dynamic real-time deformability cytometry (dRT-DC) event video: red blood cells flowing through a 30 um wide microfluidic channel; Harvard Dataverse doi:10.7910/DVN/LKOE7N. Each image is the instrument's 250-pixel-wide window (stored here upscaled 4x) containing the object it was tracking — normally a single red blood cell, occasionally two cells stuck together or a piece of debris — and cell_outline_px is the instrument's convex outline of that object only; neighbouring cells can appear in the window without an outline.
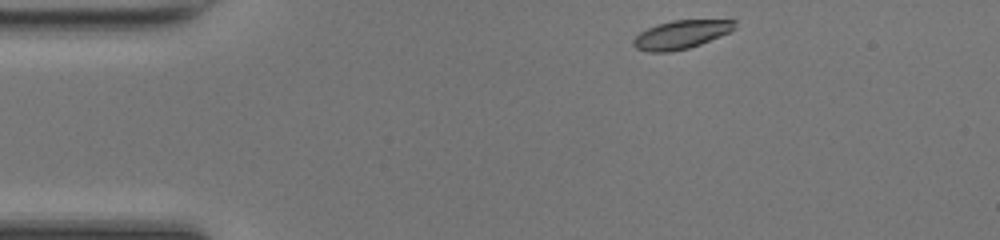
{"species": "common noctule bat (a hibernating species)", "species_latin": "Nyctalus noctula", "temperature_condition": "room temperature", "stored_images_in_passage": 42, "camera_frame_rate_fps": 3000, "um_per_image_px": 0.085, "animal": {"sex": "female", "body_mass_g": 17.0, "forearm_length_mm": 48.0}, "frame": {"image": 1, "passage_image": 1, "time_ms": 0.0, "image_size_px": [1000, 240], "cell_outline_px": [[736, 28], [720, 36], [700, 44], [688, 48], [668, 52], [648, 52], [636, 48], [632, 44], [632, 40], [640, 32], [648, 28], [672, 20], [736, 20]], "centroid_in_image_um": [57.88, 2.94], "position_along_channel_um": 27.1, "area_um2": 16.65}}
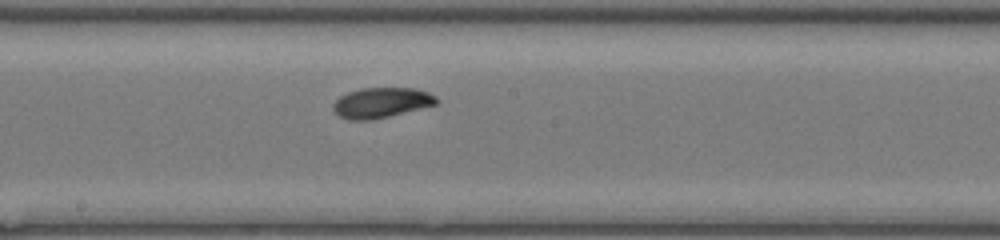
{"frame": {"image": 2, "passage_image": 19, "time_ms": 6.0, "image_size_px": [1000, 240], "cell_outline_px": [[440, 100], [436, 104], [372, 120], [348, 120], [340, 116], [332, 108], [332, 104], [340, 96], [348, 92], [360, 88], [416, 88], [428, 92], [436, 96]], "centroid_in_image_um": [32.4, 8.72], "position_along_channel_um": 215.8, "area_um2": 18.15}}
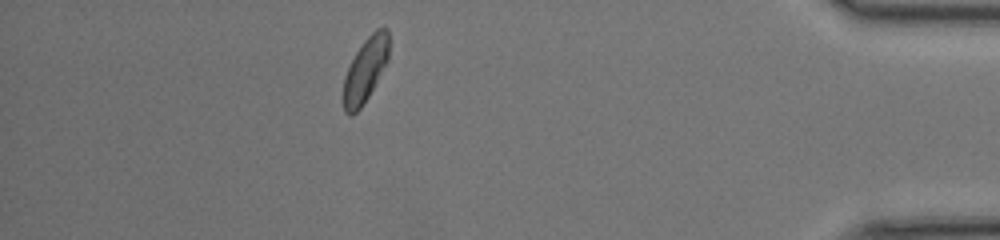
{"frame": {"image": 3, "passage_image": 36, "time_ms": 11.667, "image_size_px": [1000, 240], "cell_outline_px": [[388, 60], [368, 96], [360, 108], [356, 112], [348, 116], [344, 112], [344, 76], [356, 52], [364, 40], [376, 28], [388, 28]], "centroid_in_image_um": [31.05, 5.93], "position_along_channel_um": 404.1, "area_um2": 16.65}, "authors_computed_cell_mechanics": {"area_um2": 17.5423, "velocity_mm_per_s": 4.2331, "shape_relaxation_time_tau1_ms": 1.6917, "shape_relaxation_time_tau2_ms": 3.4167, "deformation_change_tau1": 0.1058, "deformation_change_tau2": 0.0754}}